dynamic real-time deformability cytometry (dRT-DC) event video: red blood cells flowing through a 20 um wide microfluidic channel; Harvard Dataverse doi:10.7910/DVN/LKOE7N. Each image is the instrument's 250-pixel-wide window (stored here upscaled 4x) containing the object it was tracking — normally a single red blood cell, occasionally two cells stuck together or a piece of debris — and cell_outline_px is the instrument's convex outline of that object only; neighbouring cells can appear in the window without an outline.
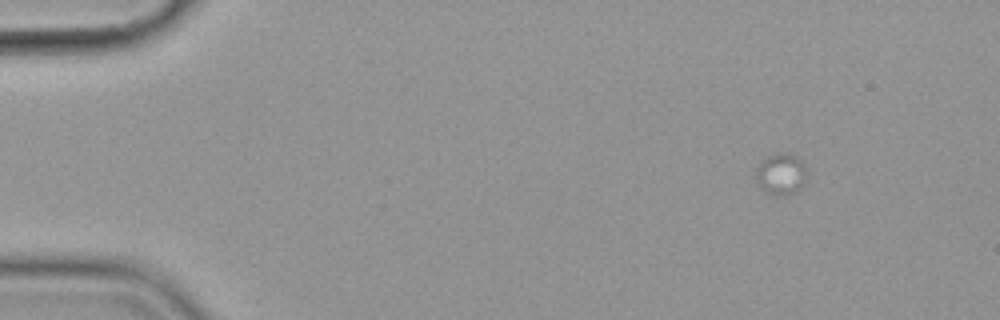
{"species": "common noctule bat (a hibernating species)", "species_latin": "Nyctalus noctula", "temperature_condition": "cold", "stored_images_in_passage": 3, "camera_frame_rate_fps": 3000, "um_per_image_px": 0.085, "animal": {"sex": "female", "body_mass_g": 19.9}, "frame": {"image": 1, "passage_image": 1, "time_ms": 0.0, "image_size_px": [1000, 320], "cell_outline_px": [[804, 184], [796, 192], [788, 196], [776, 196], [768, 192], [756, 180], [756, 168], [760, 160], [768, 156], [796, 156], [804, 164]], "centroid_in_image_um": [66.36, 14.86], "position_along_channel_um": 18.6, "area_um2": 11.73}}
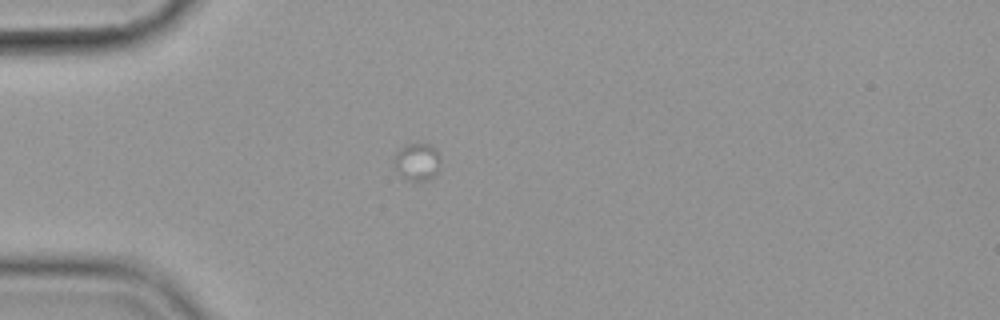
{"frame": {"image": 2, "passage_image": 3, "time_ms": 3.333, "image_size_px": [1000, 320], "cell_outline_px": [[440, 160], [436, 172], [428, 180], [408, 180], [396, 168], [396, 152], [400, 148], [416, 140], [432, 144], [436, 148]], "centroid_in_image_um": [35.5, 13.66], "position_along_channel_um": 49.5, "area_um2": 10.0}}